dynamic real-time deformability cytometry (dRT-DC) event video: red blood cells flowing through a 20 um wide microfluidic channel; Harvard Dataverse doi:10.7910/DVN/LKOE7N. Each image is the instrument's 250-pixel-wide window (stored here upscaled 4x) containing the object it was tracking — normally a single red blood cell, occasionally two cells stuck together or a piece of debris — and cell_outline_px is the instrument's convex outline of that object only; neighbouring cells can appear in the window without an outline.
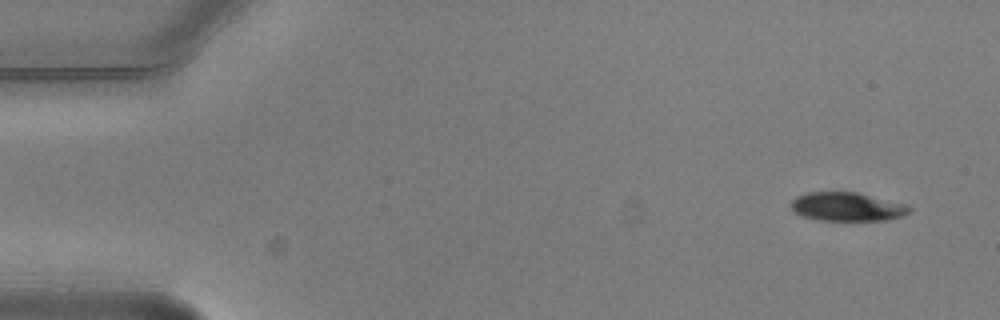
{"species": "common noctule bat (a hibernating species)", "species_latin": "Nyctalus noctula", "temperature_condition": "warm", "stored_images_in_passage": 5, "camera_frame_rate_fps": 3000, "um_per_image_px": 0.085, "animal": {"sex": "male", "body_mass_g": 20.5, "forearm_length_mm": 52.5}, "frame": {"image": 1, "passage_image": 1, "time_ms": 0.0, "image_size_px": [1000, 320], "cell_outline_px": [[912, 208], [908, 212], [900, 216], [888, 220], [820, 220], [804, 216], [796, 212], [792, 208], [792, 200], [796, 196], [808, 192], [856, 192], [904, 204]], "centroid_in_image_um": [71.99, 17.57], "position_along_channel_um": 13.0, "area_um2": 19.36}}